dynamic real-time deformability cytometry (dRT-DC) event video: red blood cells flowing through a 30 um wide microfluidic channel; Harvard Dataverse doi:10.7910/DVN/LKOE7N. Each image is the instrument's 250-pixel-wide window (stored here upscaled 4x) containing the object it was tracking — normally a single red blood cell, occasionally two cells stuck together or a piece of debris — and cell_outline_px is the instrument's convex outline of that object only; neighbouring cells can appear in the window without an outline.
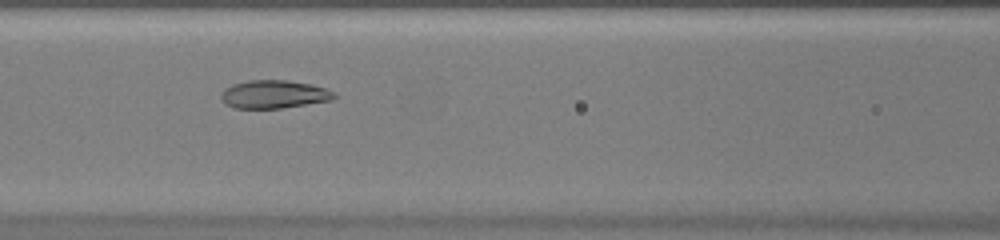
{"species": "common noctule bat (a hibernating species)", "species_latin": "Nyctalus noctula", "temperature_condition": "warm", "stored_images_in_passage": 38, "camera_frame_rate_fps": 3000, "um_per_image_px": 0.085, "animal": {"sex": "female", "body_mass_g": 20.0, "forearm_length_mm": 54.0}, "frame": {"image": 1, "passage_image": 12, "time_ms": 3.667, "image_size_px": [1000, 240], "cell_outline_px": [[336, 96], [332, 100], [280, 108], [232, 108], [224, 104], [220, 96], [220, 92], [224, 88], [232, 84], [248, 80], [288, 80], [312, 84], [324, 88], [332, 92]], "centroid_in_image_um": [23.21, 8.01], "position_along_channel_um": 143.4, "area_um2": 18.61}}
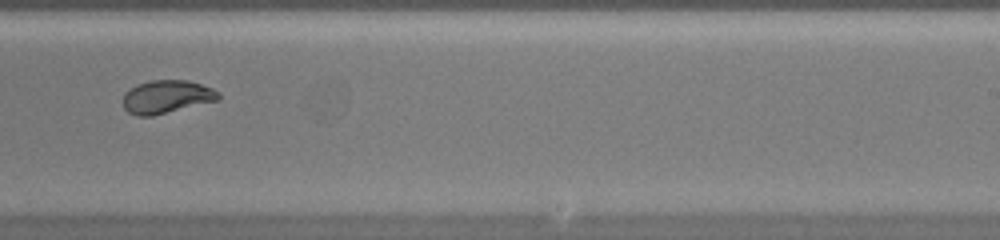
{"frame": {"image": 2, "passage_image": 21, "time_ms": 6.667, "image_size_px": [1000, 240], "cell_outline_px": [[220, 100], [152, 116], [136, 116], [128, 112], [124, 108], [124, 92], [136, 84], [152, 80], [188, 80], [212, 88], [220, 92]], "centroid_in_image_um": [14.17, 8.23], "position_along_channel_um": 274.8, "area_um2": 18.55}}
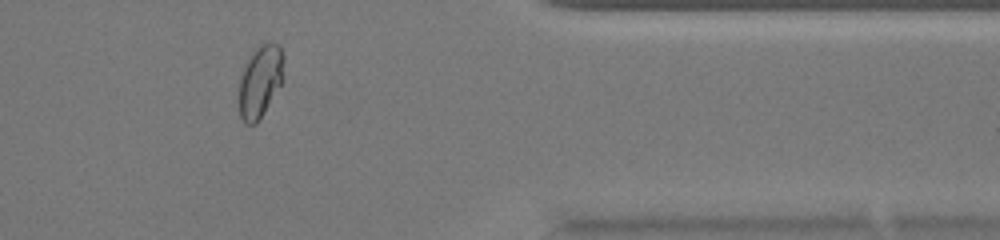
{"frame": {"image": 3, "passage_image": 30, "time_ms": 9.667, "image_size_px": [1000, 240], "cell_outline_px": [[284, 60], [280, 84], [264, 112], [256, 124], [244, 124], [240, 116], [236, 96], [240, 76], [248, 60], [256, 48], [264, 44], [280, 44], [284, 56]], "centroid_in_image_um": [22.06, 6.96], "position_along_channel_um": 389.3, "area_um2": 18.79}}